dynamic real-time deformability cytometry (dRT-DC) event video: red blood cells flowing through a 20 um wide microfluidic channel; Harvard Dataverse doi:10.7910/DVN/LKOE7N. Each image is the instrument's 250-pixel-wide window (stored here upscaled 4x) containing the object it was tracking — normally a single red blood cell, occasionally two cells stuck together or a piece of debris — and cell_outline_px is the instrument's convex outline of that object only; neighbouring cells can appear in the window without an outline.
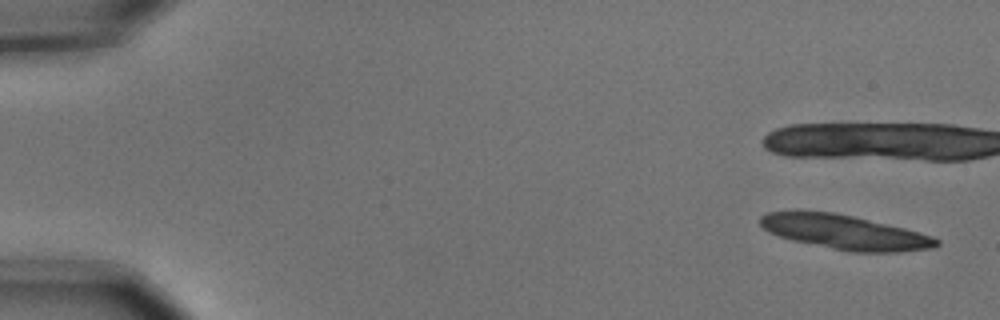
{"species": "common noctule bat (a hibernating species)", "species_latin": "Nyctalus noctula", "temperature_condition": "cold", "stored_images_in_passage": 4, "segment_of_instrument_passage": [2, 2], "camera_frame_rate_fps": 3000, "um_per_image_px": 0.085, "animal": {"sex": "male", "body_mass_g": 15.6}, "frame": {"image": 1, "passage_image": 4, "time_ms": 1.0, "image_size_px": [1000, 320], "cell_outline_px": [[940, 244], [932, 248], [900, 252], [852, 252], [792, 240], [768, 232], [760, 224], [760, 216], [768, 212], [792, 208], [796, 208], [836, 212], [904, 228], [932, 236], [940, 240]], "centroid_in_image_um": [71.72, 19.69], "position_along_channel_um": 13.3, "area_um2": 35.89}}